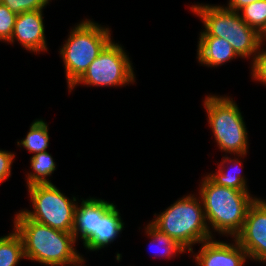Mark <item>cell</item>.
Here are the masks:
<instances>
[{
  "label": "cell",
  "instance_id": "6da1fadb",
  "mask_svg": "<svg viewBox=\"0 0 266 266\" xmlns=\"http://www.w3.org/2000/svg\"><path fill=\"white\" fill-rule=\"evenodd\" d=\"M14 229L22 239L26 259L49 266H72L83 259L74 248L72 233L31 220L21 211L15 216Z\"/></svg>",
  "mask_w": 266,
  "mask_h": 266
},
{
  "label": "cell",
  "instance_id": "7a4b0ae2",
  "mask_svg": "<svg viewBox=\"0 0 266 266\" xmlns=\"http://www.w3.org/2000/svg\"><path fill=\"white\" fill-rule=\"evenodd\" d=\"M199 198L205 218L220 234L235 237L242 229L249 207L257 199L248 190H236L213 183L207 176L202 179Z\"/></svg>",
  "mask_w": 266,
  "mask_h": 266
},
{
  "label": "cell",
  "instance_id": "3957f363",
  "mask_svg": "<svg viewBox=\"0 0 266 266\" xmlns=\"http://www.w3.org/2000/svg\"><path fill=\"white\" fill-rule=\"evenodd\" d=\"M150 223L189 253L193 252L194 244L214 238L201 199L191 194L177 200Z\"/></svg>",
  "mask_w": 266,
  "mask_h": 266
},
{
  "label": "cell",
  "instance_id": "277c9868",
  "mask_svg": "<svg viewBox=\"0 0 266 266\" xmlns=\"http://www.w3.org/2000/svg\"><path fill=\"white\" fill-rule=\"evenodd\" d=\"M192 12L198 15L204 23V31L200 36H213L227 40L235 52L242 58L255 59L263 37L247 25L236 11L220 5H192Z\"/></svg>",
  "mask_w": 266,
  "mask_h": 266
},
{
  "label": "cell",
  "instance_id": "5b68a950",
  "mask_svg": "<svg viewBox=\"0 0 266 266\" xmlns=\"http://www.w3.org/2000/svg\"><path fill=\"white\" fill-rule=\"evenodd\" d=\"M109 28L89 19L71 30L66 43L59 51L64 62L68 88H70L111 42Z\"/></svg>",
  "mask_w": 266,
  "mask_h": 266
},
{
  "label": "cell",
  "instance_id": "8992f818",
  "mask_svg": "<svg viewBox=\"0 0 266 266\" xmlns=\"http://www.w3.org/2000/svg\"><path fill=\"white\" fill-rule=\"evenodd\" d=\"M208 122L219 145L229 154L243 157L248 149V132L237 104L227 96H207L204 100Z\"/></svg>",
  "mask_w": 266,
  "mask_h": 266
},
{
  "label": "cell",
  "instance_id": "52a82bcc",
  "mask_svg": "<svg viewBox=\"0 0 266 266\" xmlns=\"http://www.w3.org/2000/svg\"><path fill=\"white\" fill-rule=\"evenodd\" d=\"M27 187L33 211L21 210V212L31 220L56 230L72 233L77 206L76 197L70 200L53 183Z\"/></svg>",
  "mask_w": 266,
  "mask_h": 266
},
{
  "label": "cell",
  "instance_id": "ba28073f",
  "mask_svg": "<svg viewBox=\"0 0 266 266\" xmlns=\"http://www.w3.org/2000/svg\"><path fill=\"white\" fill-rule=\"evenodd\" d=\"M134 82V71L128 55L121 45L111 41L69 88V92L79 83L96 87H117Z\"/></svg>",
  "mask_w": 266,
  "mask_h": 266
},
{
  "label": "cell",
  "instance_id": "9c48e42d",
  "mask_svg": "<svg viewBox=\"0 0 266 266\" xmlns=\"http://www.w3.org/2000/svg\"><path fill=\"white\" fill-rule=\"evenodd\" d=\"M254 261L266 259V201L256 199L249 207L241 231L234 237Z\"/></svg>",
  "mask_w": 266,
  "mask_h": 266
},
{
  "label": "cell",
  "instance_id": "30bf717a",
  "mask_svg": "<svg viewBox=\"0 0 266 266\" xmlns=\"http://www.w3.org/2000/svg\"><path fill=\"white\" fill-rule=\"evenodd\" d=\"M42 12L35 10L17 14L9 42L17 40L25 49L35 53L47 51Z\"/></svg>",
  "mask_w": 266,
  "mask_h": 266
},
{
  "label": "cell",
  "instance_id": "8fae6325",
  "mask_svg": "<svg viewBox=\"0 0 266 266\" xmlns=\"http://www.w3.org/2000/svg\"><path fill=\"white\" fill-rule=\"evenodd\" d=\"M215 241L213 238L201 243V249L194 256L198 266H243L247 252L238 244Z\"/></svg>",
  "mask_w": 266,
  "mask_h": 266
},
{
  "label": "cell",
  "instance_id": "7c38bea8",
  "mask_svg": "<svg viewBox=\"0 0 266 266\" xmlns=\"http://www.w3.org/2000/svg\"><path fill=\"white\" fill-rule=\"evenodd\" d=\"M112 205L113 203L96 198L83 199L81 206L77 204L72 231L75 239L77 240L80 236L84 244L97 231L98 219H100Z\"/></svg>",
  "mask_w": 266,
  "mask_h": 266
},
{
  "label": "cell",
  "instance_id": "4fadbf2b",
  "mask_svg": "<svg viewBox=\"0 0 266 266\" xmlns=\"http://www.w3.org/2000/svg\"><path fill=\"white\" fill-rule=\"evenodd\" d=\"M124 228L120 213L116 205H112L103 216L98 219L97 231L84 243L89 251H96L104 248L113 242Z\"/></svg>",
  "mask_w": 266,
  "mask_h": 266
},
{
  "label": "cell",
  "instance_id": "5bb4252c",
  "mask_svg": "<svg viewBox=\"0 0 266 266\" xmlns=\"http://www.w3.org/2000/svg\"><path fill=\"white\" fill-rule=\"evenodd\" d=\"M236 57L240 56L227 40L213 36L199 37L197 58L201 64L214 67L231 61Z\"/></svg>",
  "mask_w": 266,
  "mask_h": 266
},
{
  "label": "cell",
  "instance_id": "9a60e30c",
  "mask_svg": "<svg viewBox=\"0 0 266 266\" xmlns=\"http://www.w3.org/2000/svg\"><path fill=\"white\" fill-rule=\"evenodd\" d=\"M233 163V165L236 167H234L236 169L235 172H233V170L230 172L228 170H226L225 167V163L229 164V163ZM236 163V164H235ZM239 165V166H238ZM224 166V167H223ZM242 167V162L240 160H238V158L236 159H231L228 156L227 157H223V161H221V164L218 165L219 170L214 174H209L207 175V177L216 185L219 186H224V187H228V188H233L236 190H248L247 189V182L246 179L244 178V176H242V174H240V172H238V168Z\"/></svg>",
  "mask_w": 266,
  "mask_h": 266
},
{
  "label": "cell",
  "instance_id": "2e32d148",
  "mask_svg": "<svg viewBox=\"0 0 266 266\" xmlns=\"http://www.w3.org/2000/svg\"><path fill=\"white\" fill-rule=\"evenodd\" d=\"M30 166L34 172L27 173V186L34 184L51 183L47 177L56 170V164L47 151L33 155L30 159Z\"/></svg>",
  "mask_w": 266,
  "mask_h": 266
},
{
  "label": "cell",
  "instance_id": "e0dca14e",
  "mask_svg": "<svg viewBox=\"0 0 266 266\" xmlns=\"http://www.w3.org/2000/svg\"><path fill=\"white\" fill-rule=\"evenodd\" d=\"M49 139L47 123L42 119H38L31 124L26 137L21 142L17 141V145H22L26 150L36 155L46 151L49 145Z\"/></svg>",
  "mask_w": 266,
  "mask_h": 266
},
{
  "label": "cell",
  "instance_id": "ac0fdd59",
  "mask_svg": "<svg viewBox=\"0 0 266 266\" xmlns=\"http://www.w3.org/2000/svg\"><path fill=\"white\" fill-rule=\"evenodd\" d=\"M12 232L0 237V266H16L25 258L21 237L15 229Z\"/></svg>",
  "mask_w": 266,
  "mask_h": 266
},
{
  "label": "cell",
  "instance_id": "d6986e66",
  "mask_svg": "<svg viewBox=\"0 0 266 266\" xmlns=\"http://www.w3.org/2000/svg\"><path fill=\"white\" fill-rule=\"evenodd\" d=\"M239 11L241 19L266 39V0L250 3Z\"/></svg>",
  "mask_w": 266,
  "mask_h": 266
},
{
  "label": "cell",
  "instance_id": "ffe728a7",
  "mask_svg": "<svg viewBox=\"0 0 266 266\" xmlns=\"http://www.w3.org/2000/svg\"><path fill=\"white\" fill-rule=\"evenodd\" d=\"M145 230H146L147 235L152 237L151 242H150L151 246L153 245L156 248V246L159 247L160 245V248H162L161 252H156L159 249L158 248L153 253H161L160 254L161 257H166L170 259V258H173L174 255L176 256L178 252L181 254L182 252L186 251L176 241H174L172 238H170L166 234L160 232L151 223H148L147 228L145 227Z\"/></svg>",
  "mask_w": 266,
  "mask_h": 266
},
{
  "label": "cell",
  "instance_id": "44dd1931",
  "mask_svg": "<svg viewBox=\"0 0 266 266\" xmlns=\"http://www.w3.org/2000/svg\"><path fill=\"white\" fill-rule=\"evenodd\" d=\"M50 0H0L9 10L16 14L28 11L43 10Z\"/></svg>",
  "mask_w": 266,
  "mask_h": 266
},
{
  "label": "cell",
  "instance_id": "7402d4cb",
  "mask_svg": "<svg viewBox=\"0 0 266 266\" xmlns=\"http://www.w3.org/2000/svg\"><path fill=\"white\" fill-rule=\"evenodd\" d=\"M17 14L0 3V41L9 43L15 25Z\"/></svg>",
  "mask_w": 266,
  "mask_h": 266
},
{
  "label": "cell",
  "instance_id": "603a6c76",
  "mask_svg": "<svg viewBox=\"0 0 266 266\" xmlns=\"http://www.w3.org/2000/svg\"><path fill=\"white\" fill-rule=\"evenodd\" d=\"M266 39H262L258 51L256 53L255 59L252 60V78L258 80L259 82H263V84H266V50L262 49L261 51V45H263L262 42H264ZM264 50V51H263Z\"/></svg>",
  "mask_w": 266,
  "mask_h": 266
},
{
  "label": "cell",
  "instance_id": "cb8c5ba5",
  "mask_svg": "<svg viewBox=\"0 0 266 266\" xmlns=\"http://www.w3.org/2000/svg\"><path fill=\"white\" fill-rule=\"evenodd\" d=\"M14 157L15 154L6 150H0V183H3V181L11 176V165Z\"/></svg>",
  "mask_w": 266,
  "mask_h": 266
},
{
  "label": "cell",
  "instance_id": "d4e9b609",
  "mask_svg": "<svg viewBox=\"0 0 266 266\" xmlns=\"http://www.w3.org/2000/svg\"><path fill=\"white\" fill-rule=\"evenodd\" d=\"M260 0H229L228 6L225 7L229 10L239 12L240 9L249 5L250 3H254Z\"/></svg>",
  "mask_w": 266,
  "mask_h": 266
},
{
  "label": "cell",
  "instance_id": "484cf974",
  "mask_svg": "<svg viewBox=\"0 0 266 266\" xmlns=\"http://www.w3.org/2000/svg\"><path fill=\"white\" fill-rule=\"evenodd\" d=\"M85 261H84V258L82 260H80L79 262H77L76 264H73V266H83L81 264H83Z\"/></svg>",
  "mask_w": 266,
  "mask_h": 266
}]
</instances>
